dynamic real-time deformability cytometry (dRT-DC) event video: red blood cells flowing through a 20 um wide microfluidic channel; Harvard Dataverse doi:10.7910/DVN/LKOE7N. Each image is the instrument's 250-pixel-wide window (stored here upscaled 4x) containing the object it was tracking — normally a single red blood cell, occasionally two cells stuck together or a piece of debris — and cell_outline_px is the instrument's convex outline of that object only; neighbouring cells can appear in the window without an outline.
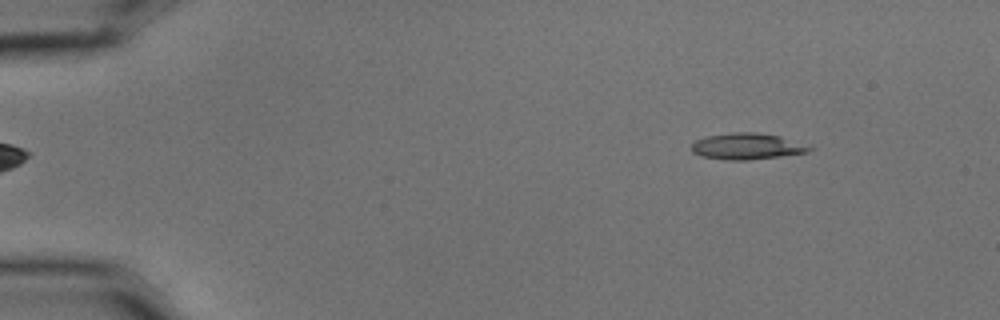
{"species": "common noctule bat (a hibernating species)", "species_latin": "Nyctalus noctula", "temperature_condition": "cold", "stored_images_in_passage": 3, "camera_frame_rate_fps": 3000, "um_per_image_px": 0.085, "animal": {"sex": "male", "body_mass_g": 15.6}, "frame": {"image": 1, "passage_image": 2, "time_ms": 0.333, "image_size_px": [1000, 320], "cell_outline_px": [[812, 148], [808, 152], [780, 156], [748, 160], [728, 160], [700, 156], [692, 152], [692, 144], [696, 140], [708, 136], [736, 132], [756, 132], [780, 136]], "centroid_in_image_um": [63.44, 12.44], "position_along_channel_um": 21.6, "area_um2": 17.69}}